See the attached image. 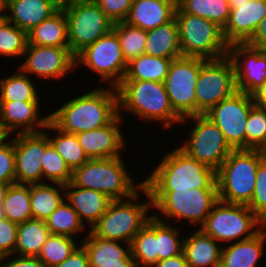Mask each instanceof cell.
<instances>
[{"instance_id":"1","label":"cell","mask_w":266,"mask_h":267,"mask_svg":"<svg viewBox=\"0 0 266 267\" xmlns=\"http://www.w3.org/2000/svg\"><path fill=\"white\" fill-rule=\"evenodd\" d=\"M50 112V121L61 131L78 134L108 125L119 115L114 87L96 86L82 95L67 99Z\"/></svg>"},{"instance_id":"2","label":"cell","mask_w":266,"mask_h":267,"mask_svg":"<svg viewBox=\"0 0 266 267\" xmlns=\"http://www.w3.org/2000/svg\"><path fill=\"white\" fill-rule=\"evenodd\" d=\"M119 115L126 120L129 113L143 124L161 123L163 130H170L182 121L173 110L164 83L143 80H122L116 87ZM156 121V122H155Z\"/></svg>"},{"instance_id":"3","label":"cell","mask_w":266,"mask_h":267,"mask_svg":"<svg viewBox=\"0 0 266 267\" xmlns=\"http://www.w3.org/2000/svg\"><path fill=\"white\" fill-rule=\"evenodd\" d=\"M172 148L144 179L148 190L217 188L214 169L190 158L178 147Z\"/></svg>"},{"instance_id":"4","label":"cell","mask_w":266,"mask_h":267,"mask_svg":"<svg viewBox=\"0 0 266 267\" xmlns=\"http://www.w3.org/2000/svg\"><path fill=\"white\" fill-rule=\"evenodd\" d=\"M148 191L151 196L152 214L158 220L167 223L174 220L176 223L173 224L176 225L182 224L179 221L186 220L188 225L192 224L193 228L197 229L204 225L213 206L219 201L218 188Z\"/></svg>"},{"instance_id":"5","label":"cell","mask_w":266,"mask_h":267,"mask_svg":"<svg viewBox=\"0 0 266 267\" xmlns=\"http://www.w3.org/2000/svg\"><path fill=\"white\" fill-rule=\"evenodd\" d=\"M126 166L123 156L90 159L72 172L71 182L77 187L102 192L111 200L128 199L144 187V178L136 182Z\"/></svg>"},{"instance_id":"6","label":"cell","mask_w":266,"mask_h":267,"mask_svg":"<svg viewBox=\"0 0 266 267\" xmlns=\"http://www.w3.org/2000/svg\"><path fill=\"white\" fill-rule=\"evenodd\" d=\"M265 158L263 150L234 149L216 171L219 200L248 205L255 189L257 168Z\"/></svg>"},{"instance_id":"7","label":"cell","mask_w":266,"mask_h":267,"mask_svg":"<svg viewBox=\"0 0 266 267\" xmlns=\"http://www.w3.org/2000/svg\"><path fill=\"white\" fill-rule=\"evenodd\" d=\"M143 192V193H142ZM142 194V195H141ZM144 195V196H143ZM146 198V202L141 197ZM151 196L144 186L134 196L123 200H112L106 212L92 226L90 231L103 239L131 244L133 237L153 215Z\"/></svg>"},{"instance_id":"8","label":"cell","mask_w":266,"mask_h":267,"mask_svg":"<svg viewBox=\"0 0 266 267\" xmlns=\"http://www.w3.org/2000/svg\"><path fill=\"white\" fill-rule=\"evenodd\" d=\"M266 224L247 206L218 201L200 228L220 245L252 238Z\"/></svg>"},{"instance_id":"9","label":"cell","mask_w":266,"mask_h":267,"mask_svg":"<svg viewBox=\"0 0 266 267\" xmlns=\"http://www.w3.org/2000/svg\"><path fill=\"white\" fill-rule=\"evenodd\" d=\"M175 19L179 27L182 57L219 59L227 55L229 45L223 36V29L216 23L184 13L178 6Z\"/></svg>"},{"instance_id":"10","label":"cell","mask_w":266,"mask_h":267,"mask_svg":"<svg viewBox=\"0 0 266 267\" xmlns=\"http://www.w3.org/2000/svg\"><path fill=\"white\" fill-rule=\"evenodd\" d=\"M191 121V123H190ZM190 124H189V123ZM191 126L188 137L178 148L187 156L217 171L234 150L226 141L218 126L205 114L182 119L179 126Z\"/></svg>"},{"instance_id":"11","label":"cell","mask_w":266,"mask_h":267,"mask_svg":"<svg viewBox=\"0 0 266 267\" xmlns=\"http://www.w3.org/2000/svg\"><path fill=\"white\" fill-rule=\"evenodd\" d=\"M76 70L85 67L95 72L97 80L116 88L123 80L127 63L123 57L120 40L112 29L108 34L87 46L76 57Z\"/></svg>"},{"instance_id":"12","label":"cell","mask_w":266,"mask_h":267,"mask_svg":"<svg viewBox=\"0 0 266 267\" xmlns=\"http://www.w3.org/2000/svg\"><path fill=\"white\" fill-rule=\"evenodd\" d=\"M62 9L68 21L69 48L75 57L113 29L114 22L93 0H74Z\"/></svg>"},{"instance_id":"13","label":"cell","mask_w":266,"mask_h":267,"mask_svg":"<svg viewBox=\"0 0 266 267\" xmlns=\"http://www.w3.org/2000/svg\"><path fill=\"white\" fill-rule=\"evenodd\" d=\"M236 91L234 67L228 55L219 59L201 58L200 72L195 86L196 115L206 114Z\"/></svg>"},{"instance_id":"14","label":"cell","mask_w":266,"mask_h":267,"mask_svg":"<svg viewBox=\"0 0 266 267\" xmlns=\"http://www.w3.org/2000/svg\"><path fill=\"white\" fill-rule=\"evenodd\" d=\"M201 67L199 57H180L172 60L164 80L173 110L183 119L196 115L195 86Z\"/></svg>"},{"instance_id":"15","label":"cell","mask_w":266,"mask_h":267,"mask_svg":"<svg viewBox=\"0 0 266 267\" xmlns=\"http://www.w3.org/2000/svg\"><path fill=\"white\" fill-rule=\"evenodd\" d=\"M22 59L23 63L17 67L30 77L35 76L43 81L62 80L76 70V58L69 47L27 44Z\"/></svg>"},{"instance_id":"16","label":"cell","mask_w":266,"mask_h":267,"mask_svg":"<svg viewBox=\"0 0 266 267\" xmlns=\"http://www.w3.org/2000/svg\"><path fill=\"white\" fill-rule=\"evenodd\" d=\"M253 106L251 94L236 91L205 115L218 126L233 149H246V123Z\"/></svg>"},{"instance_id":"17","label":"cell","mask_w":266,"mask_h":267,"mask_svg":"<svg viewBox=\"0 0 266 267\" xmlns=\"http://www.w3.org/2000/svg\"><path fill=\"white\" fill-rule=\"evenodd\" d=\"M10 137L13 138L15 147L16 183L25 185L43 183L42 160L46 147L50 144L48 135L42 131L18 133Z\"/></svg>"},{"instance_id":"18","label":"cell","mask_w":266,"mask_h":267,"mask_svg":"<svg viewBox=\"0 0 266 267\" xmlns=\"http://www.w3.org/2000/svg\"><path fill=\"white\" fill-rule=\"evenodd\" d=\"M228 57L234 67L237 91L252 94L266 80V50L247 43L229 45Z\"/></svg>"},{"instance_id":"19","label":"cell","mask_w":266,"mask_h":267,"mask_svg":"<svg viewBox=\"0 0 266 267\" xmlns=\"http://www.w3.org/2000/svg\"><path fill=\"white\" fill-rule=\"evenodd\" d=\"M123 123V124H122ZM124 119L118 115L108 125L76 134L80 146L88 159H109L123 156L126 150L125 135L122 132Z\"/></svg>"},{"instance_id":"20","label":"cell","mask_w":266,"mask_h":267,"mask_svg":"<svg viewBox=\"0 0 266 267\" xmlns=\"http://www.w3.org/2000/svg\"><path fill=\"white\" fill-rule=\"evenodd\" d=\"M230 16L223 29L228 45L247 43L266 16V0H229Z\"/></svg>"},{"instance_id":"21","label":"cell","mask_w":266,"mask_h":267,"mask_svg":"<svg viewBox=\"0 0 266 267\" xmlns=\"http://www.w3.org/2000/svg\"><path fill=\"white\" fill-rule=\"evenodd\" d=\"M40 106V102L0 101V125L3 131L8 136L44 131L50 121V112L44 115Z\"/></svg>"},{"instance_id":"22","label":"cell","mask_w":266,"mask_h":267,"mask_svg":"<svg viewBox=\"0 0 266 267\" xmlns=\"http://www.w3.org/2000/svg\"><path fill=\"white\" fill-rule=\"evenodd\" d=\"M65 200L89 230L106 212L112 201L102 192L77 187L71 181L65 185Z\"/></svg>"},{"instance_id":"23","label":"cell","mask_w":266,"mask_h":267,"mask_svg":"<svg viewBox=\"0 0 266 267\" xmlns=\"http://www.w3.org/2000/svg\"><path fill=\"white\" fill-rule=\"evenodd\" d=\"M176 8V0H138L132 3L124 22L149 31L172 21Z\"/></svg>"},{"instance_id":"24","label":"cell","mask_w":266,"mask_h":267,"mask_svg":"<svg viewBox=\"0 0 266 267\" xmlns=\"http://www.w3.org/2000/svg\"><path fill=\"white\" fill-rule=\"evenodd\" d=\"M265 246L266 226L250 239L222 246L220 267H258Z\"/></svg>"},{"instance_id":"25","label":"cell","mask_w":266,"mask_h":267,"mask_svg":"<svg viewBox=\"0 0 266 267\" xmlns=\"http://www.w3.org/2000/svg\"><path fill=\"white\" fill-rule=\"evenodd\" d=\"M59 9L51 0H8L7 20L28 33Z\"/></svg>"},{"instance_id":"26","label":"cell","mask_w":266,"mask_h":267,"mask_svg":"<svg viewBox=\"0 0 266 267\" xmlns=\"http://www.w3.org/2000/svg\"><path fill=\"white\" fill-rule=\"evenodd\" d=\"M193 230L183 241V253L189 267H220L222 245L201 229Z\"/></svg>"},{"instance_id":"27","label":"cell","mask_w":266,"mask_h":267,"mask_svg":"<svg viewBox=\"0 0 266 267\" xmlns=\"http://www.w3.org/2000/svg\"><path fill=\"white\" fill-rule=\"evenodd\" d=\"M28 44L69 47L68 21L63 9L36 25L28 33Z\"/></svg>"},{"instance_id":"28","label":"cell","mask_w":266,"mask_h":267,"mask_svg":"<svg viewBox=\"0 0 266 267\" xmlns=\"http://www.w3.org/2000/svg\"><path fill=\"white\" fill-rule=\"evenodd\" d=\"M145 54L169 59L182 57L179 27L175 18L165 25L147 31Z\"/></svg>"},{"instance_id":"29","label":"cell","mask_w":266,"mask_h":267,"mask_svg":"<svg viewBox=\"0 0 266 267\" xmlns=\"http://www.w3.org/2000/svg\"><path fill=\"white\" fill-rule=\"evenodd\" d=\"M81 245L87 251L89 263H120V259H133L131 244L100 238L90 230Z\"/></svg>"},{"instance_id":"30","label":"cell","mask_w":266,"mask_h":267,"mask_svg":"<svg viewBox=\"0 0 266 267\" xmlns=\"http://www.w3.org/2000/svg\"><path fill=\"white\" fill-rule=\"evenodd\" d=\"M34 77L18 67L9 76L0 78V101L41 102V96Z\"/></svg>"},{"instance_id":"31","label":"cell","mask_w":266,"mask_h":267,"mask_svg":"<svg viewBox=\"0 0 266 267\" xmlns=\"http://www.w3.org/2000/svg\"><path fill=\"white\" fill-rule=\"evenodd\" d=\"M65 200V185L39 183L30 185L32 218L45 221Z\"/></svg>"},{"instance_id":"32","label":"cell","mask_w":266,"mask_h":267,"mask_svg":"<svg viewBox=\"0 0 266 267\" xmlns=\"http://www.w3.org/2000/svg\"><path fill=\"white\" fill-rule=\"evenodd\" d=\"M136 267H153L158 262L157 218L152 215L131 242Z\"/></svg>"},{"instance_id":"33","label":"cell","mask_w":266,"mask_h":267,"mask_svg":"<svg viewBox=\"0 0 266 267\" xmlns=\"http://www.w3.org/2000/svg\"><path fill=\"white\" fill-rule=\"evenodd\" d=\"M44 132L72 172L89 160L80 146L76 134L61 131L51 121L48 122Z\"/></svg>"},{"instance_id":"34","label":"cell","mask_w":266,"mask_h":267,"mask_svg":"<svg viewBox=\"0 0 266 267\" xmlns=\"http://www.w3.org/2000/svg\"><path fill=\"white\" fill-rule=\"evenodd\" d=\"M50 234L43 220L31 219L19 223L14 254L37 257Z\"/></svg>"},{"instance_id":"35","label":"cell","mask_w":266,"mask_h":267,"mask_svg":"<svg viewBox=\"0 0 266 267\" xmlns=\"http://www.w3.org/2000/svg\"><path fill=\"white\" fill-rule=\"evenodd\" d=\"M172 60L174 59L142 54L127 63V70L123 80H143L164 83Z\"/></svg>"},{"instance_id":"36","label":"cell","mask_w":266,"mask_h":267,"mask_svg":"<svg viewBox=\"0 0 266 267\" xmlns=\"http://www.w3.org/2000/svg\"><path fill=\"white\" fill-rule=\"evenodd\" d=\"M45 222L51 234L65 235L74 239L82 235L80 243L85 238L83 234L87 235L89 232V229L80 220L78 213L66 200L49 215Z\"/></svg>"},{"instance_id":"37","label":"cell","mask_w":266,"mask_h":267,"mask_svg":"<svg viewBox=\"0 0 266 267\" xmlns=\"http://www.w3.org/2000/svg\"><path fill=\"white\" fill-rule=\"evenodd\" d=\"M177 6L184 13L207 19L222 29L230 16L229 0H178Z\"/></svg>"},{"instance_id":"38","label":"cell","mask_w":266,"mask_h":267,"mask_svg":"<svg viewBox=\"0 0 266 267\" xmlns=\"http://www.w3.org/2000/svg\"><path fill=\"white\" fill-rule=\"evenodd\" d=\"M5 216L17 224L33 219L30 202V185L11 184L3 201Z\"/></svg>"},{"instance_id":"39","label":"cell","mask_w":266,"mask_h":267,"mask_svg":"<svg viewBox=\"0 0 266 267\" xmlns=\"http://www.w3.org/2000/svg\"><path fill=\"white\" fill-rule=\"evenodd\" d=\"M113 30L119 37L122 54L126 63L145 54L147 31L124 21L114 23Z\"/></svg>"},{"instance_id":"40","label":"cell","mask_w":266,"mask_h":267,"mask_svg":"<svg viewBox=\"0 0 266 267\" xmlns=\"http://www.w3.org/2000/svg\"><path fill=\"white\" fill-rule=\"evenodd\" d=\"M80 244L79 239L50 234L37 257L46 267H54L67 259Z\"/></svg>"},{"instance_id":"41","label":"cell","mask_w":266,"mask_h":267,"mask_svg":"<svg viewBox=\"0 0 266 267\" xmlns=\"http://www.w3.org/2000/svg\"><path fill=\"white\" fill-rule=\"evenodd\" d=\"M180 225H172L157 219L158 261L174 257L183 252L184 236ZM183 236V237H181Z\"/></svg>"},{"instance_id":"42","label":"cell","mask_w":266,"mask_h":267,"mask_svg":"<svg viewBox=\"0 0 266 267\" xmlns=\"http://www.w3.org/2000/svg\"><path fill=\"white\" fill-rule=\"evenodd\" d=\"M28 44V36L25 31L18 28L7 19L0 25V57L10 60L22 59V55Z\"/></svg>"},{"instance_id":"43","label":"cell","mask_w":266,"mask_h":267,"mask_svg":"<svg viewBox=\"0 0 266 267\" xmlns=\"http://www.w3.org/2000/svg\"><path fill=\"white\" fill-rule=\"evenodd\" d=\"M43 183L66 185L72 180V171L50 143L42 160Z\"/></svg>"},{"instance_id":"44","label":"cell","mask_w":266,"mask_h":267,"mask_svg":"<svg viewBox=\"0 0 266 267\" xmlns=\"http://www.w3.org/2000/svg\"><path fill=\"white\" fill-rule=\"evenodd\" d=\"M246 125V149L266 151V110L254 105Z\"/></svg>"},{"instance_id":"45","label":"cell","mask_w":266,"mask_h":267,"mask_svg":"<svg viewBox=\"0 0 266 267\" xmlns=\"http://www.w3.org/2000/svg\"><path fill=\"white\" fill-rule=\"evenodd\" d=\"M247 206L266 224V158L257 168L254 193Z\"/></svg>"},{"instance_id":"46","label":"cell","mask_w":266,"mask_h":267,"mask_svg":"<svg viewBox=\"0 0 266 267\" xmlns=\"http://www.w3.org/2000/svg\"><path fill=\"white\" fill-rule=\"evenodd\" d=\"M0 182L10 185L16 183L15 147L10 136L0 143Z\"/></svg>"},{"instance_id":"47","label":"cell","mask_w":266,"mask_h":267,"mask_svg":"<svg viewBox=\"0 0 266 267\" xmlns=\"http://www.w3.org/2000/svg\"><path fill=\"white\" fill-rule=\"evenodd\" d=\"M18 224L7 218L0 220V259L14 254Z\"/></svg>"},{"instance_id":"48","label":"cell","mask_w":266,"mask_h":267,"mask_svg":"<svg viewBox=\"0 0 266 267\" xmlns=\"http://www.w3.org/2000/svg\"><path fill=\"white\" fill-rule=\"evenodd\" d=\"M114 22H121L128 16L132 5L130 0H93Z\"/></svg>"},{"instance_id":"49","label":"cell","mask_w":266,"mask_h":267,"mask_svg":"<svg viewBox=\"0 0 266 267\" xmlns=\"http://www.w3.org/2000/svg\"><path fill=\"white\" fill-rule=\"evenodd\" d=\"M0 267H46L38 257L15 254L0 259Z\"/></svg>"},{"instance_id":"50","label":"cell","mask_w":266,"mask_h":267,"mask_svg":"<svg viewBox=\"0 0 266 267\" xmlns=\"http://www.w3.org/2000/svg\"><path fill=\"white\" fill-rule=\"evenodd\" d=\"M54 267H89L87 251L80 244L67 259Z\"/></svg>"},{"instance_id":"51","label":"cell","mask_w":266,"mask_h":267,"mask_svg":"<svg viewBox=\"0 0 266 267\" xmlns=\"http://www.w3.org/2000/svg\"><path fill=\"white\" fill-rule=\"evenodd\" d=\"M247 44L255 48L266 50V16L259 23Z\"/></svg>"},{"instance_id":"52","label":"cell","mask_w":266,"mask_h":267,"mask_svg":"<svg viewBox=\"0 0 266 267\" xmlns=\"http://www.w3.org/2000/svg\"><path fill=\"white\" fill-rule=\"evenodd\" d=\"M153 267H189L184 253L158 261Z\"/></svg>"},{"instance_id":"53","label":"cell","mask_w":266,"mask_h":267,"mask_svg":"<svg viewBox=\"0 0 266 267\" xmlns=\"http://www.w3.org/2000/svg\"><path fill=\"white\" fill-rule=\"evenodd\" d=\"M254 105L266 110V80L265 82L252 94Z\"/></svg>"},{"instance_id":"54","label":"cell","mask_w":266,"mask_h":267,"mask_svg":"<svg viewBox=\"0 0 266 267\" xmlns=\"http://www.w3.org/2000/svg\"><path fill=\"white\" fill-rule=\"evenodd\" d=\"M89 267H136L134 259H120V263H89Z\"/></svg>"},{"instance_id":"55","label":"cell","mask_w":266,"mask_h":267,"mask_svg":"<svg viewBox=\"0 0 266 267\" xmlns=\"http://www.w3.org/2000/svg\"><path fill=\"white\" fill-rule=\"evenodd\" d=\"M10 184L0 182V204L3 203Z\"/></svg>"},{"instance_id":"56","label":"cell","mask_w":266,"mask_h":267,"mask_svg":"<svg viewBox=\"0 0 266 267\" xmlns=\"http://www.w3.org/2000/svg\"><path fill=\"white\" fill-rule=\"evenodd\" d=\"M8 0H0V17H7Z\"/></svg>"},{"instance_id":"57","label":"cell","mask_w":266,"mask_h":267,"mask_svg":"<svg viewBox=\"0 0 266 267\" xmlns=\"http://www.w3.org/2000/svg\"><path fill=\"white\" fill-rule=\"evenodd\" d=\"M55 5H57L60 9L68 6L74 0H51Z\"/></svg>"},{"instance_id":"58","label":"cell","mask_w":266,"mask_h":267,"mask_svg":"<svg viewBox=\"0 0 266 267\" xmlns=\"http://www.w3.org/2000/svg\"><path fill=\"white\" fill-rule=\"evenodd\" d=\"M7 137H8V135L3 131V129L0 125V143L3 142Z\"/></svg>"},{"instance_id":"59","label":"cell","mask_w":266,"mask_h":267,"mask_svg":"<svg viewBox=\"0 0 266 267\" xmlns=\"http://www.w3.org/2000/svg\"><path fill=\"white\" fill-rule=\"evenodd\" d=\"M6 218L3 204H0V220Z\"/></svg>"},{"instance_id":"60","label":"cell","mask_w":266,"mask_h":267,"mask_svg":"<svg viewBox=\"0 0 266 267\" xmlns=\"http://www.w3.org/2000/svg\"><path fill=\"white\" fill-rule=\"evenodd\" d=\"M7 19V17H0V25Z\"/></svg>"},{"instance_id":"61","label":"cell","mask_w":266,"mask_h":267,"mask_svg":"<svg viewBox=\"0 0 266 267\" xmlns=\"http://www.w3.org/2000/svg\"><path fill=\"white\" fill-rule=\"evenodd\" d=\"M131 1V3H134V2H136V1H138V0H130Z\"/></svg>"}]
</instances>
